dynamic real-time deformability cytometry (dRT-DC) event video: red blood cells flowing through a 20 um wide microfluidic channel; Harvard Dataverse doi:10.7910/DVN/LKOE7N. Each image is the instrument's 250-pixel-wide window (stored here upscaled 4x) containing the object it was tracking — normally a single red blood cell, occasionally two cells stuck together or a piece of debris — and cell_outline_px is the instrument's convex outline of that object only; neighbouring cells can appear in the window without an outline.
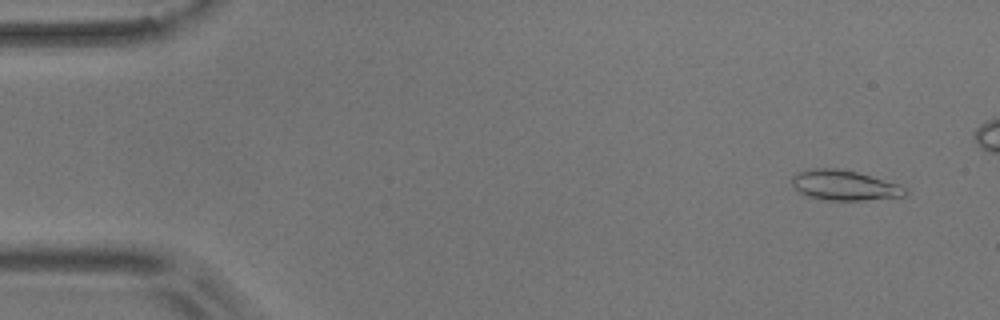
{"species": "common noctule bat (a hibernating species)", "species_latin": "Nyctalus noctula", "temperature_condition": "room temperature", "stored_images_in_passage": 50, "camera_frame_rate_fps": 3000, "um_per_image_px": 0.085, "animal": {"sex": "male", "body_mass_g": 17.9}, "frame": {"image": 1, "passage_image": 4, "time_ms": 1.0, "image_size_px": [1000, 320], "cell_outline_px": [[904, 196], [864, 200], [820, 200], [808, 196], [800, 192], [792, 184], [792, 176], [796, 172], [812, 168], [836, 168], [856, 172], [900, 184], [904, 188]], "centroid_in_image_um": [71.72, 15.74], "position_along_channel_um": 13.3, "area_um2": 19.71}}
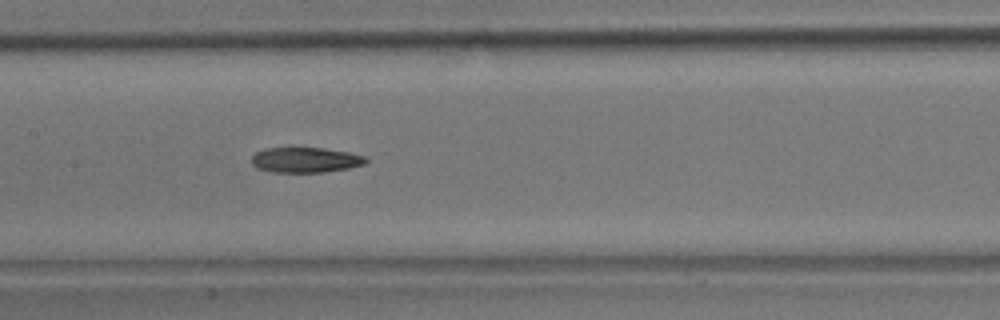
{"frame": {"image": 2, "passage_image": 27, "time_ms": 8.667, "image_size_px": [1000, 320], "cell_outline_px": [[368, 160], [364, 164], [348, 168], [324, 172], [268, 172], [256, 168], [252, 164], [252, 156], [256, 152], [264, 148], [324, 148], [348, 152], [364, 156]], "centroid_in_image_um": [25.92, 13.6], "position_along_channel_um": 181.5, "area_um2": 16.82}}
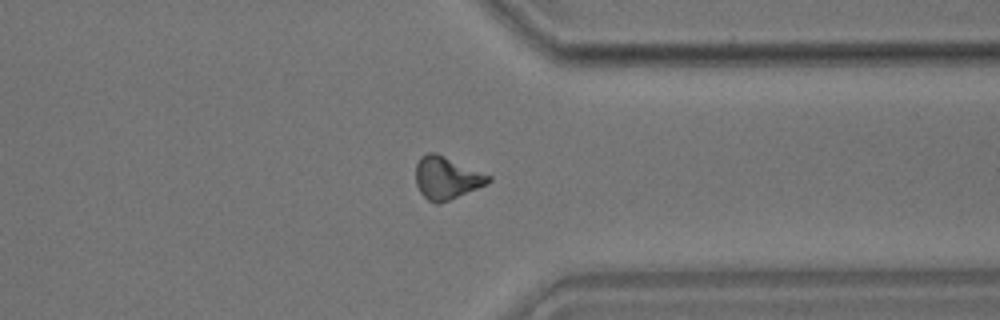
{"frame": {"image": 3, "passage_image": 43, "time_ms": 14.0, "image_size_px": [1000, 320], "cell_outline_px": [[492, 180], [488, 184], [440, 204], [436, 204], [428, 200], [420, 192], [416, 184], [416, 164], [420, 156], [428, 152], [436, 152], [492, 176]], "centroid_in_image_um": [37.97, 15.12], "position_along_channel_um": 373.4, "area_um2": 18.21}}